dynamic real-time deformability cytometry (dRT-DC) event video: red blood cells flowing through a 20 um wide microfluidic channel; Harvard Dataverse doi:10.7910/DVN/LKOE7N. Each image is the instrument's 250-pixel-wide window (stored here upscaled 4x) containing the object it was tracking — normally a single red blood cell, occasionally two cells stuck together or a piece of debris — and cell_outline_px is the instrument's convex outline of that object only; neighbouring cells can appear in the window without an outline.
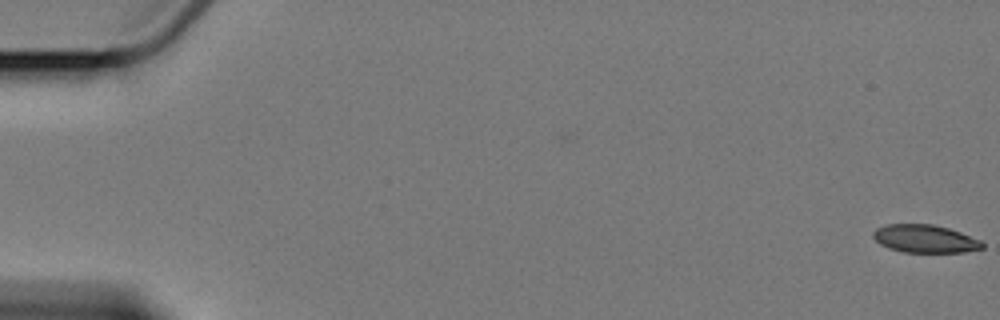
{"species": "Egyptian fruit bat (a non-hibernating species)", "species_latin": "Rousettus aegyptiacus", "temperature_condition": "cold", "stored_images_in_passage": 7, "camera_frame_rate_fps": 3000, "um_per_image_px": 0.085, "animal": {"sex": "female"}, "frame": {"image": 1, "passage_image": 1, "time_ms": 0.0, "image_size_px": [1000, 320], "cell_outline_px": [[984, 248], [964, 252], [904, 252], [888, 248], [880, 244], [872, 236], [872, 232], [876, 228], [888, 224], [932, 224], [948, 228], [960, 232], [980, 240], [984, 244]], "centroid_in_image_um": [78.61, 20.29], "position_along_channel_um": 6.4, "area_um2": 17.74}}
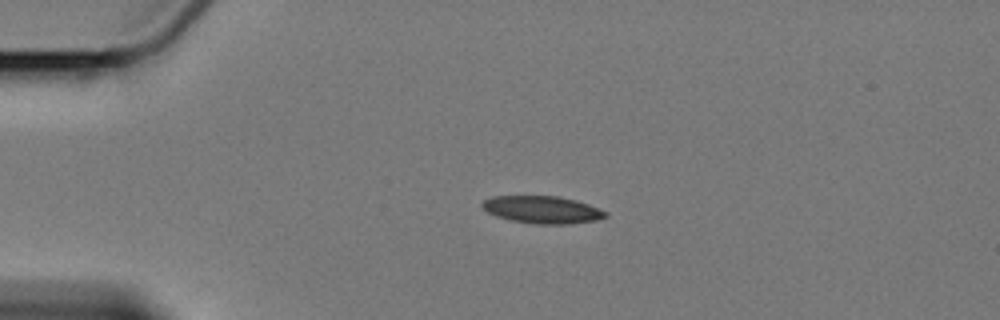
{"frame": {"image": 2, "passage_image": 5, "time_ms": 4.667, "image_size_px": [1000, 320], "cell_outline_px": [[608, 216], [596, 220], [568, 224], [532, 224], [512, 220], [496, 216], [488, 212], [480, 204], [484, 200], [492, 196], [556, 196], [576, 200], [588, 204], [608, 212]], "centroid_in_image_um": [46.1, 17.82], "position_along_channel_um": 38.9, "area_um2": 19.65}}
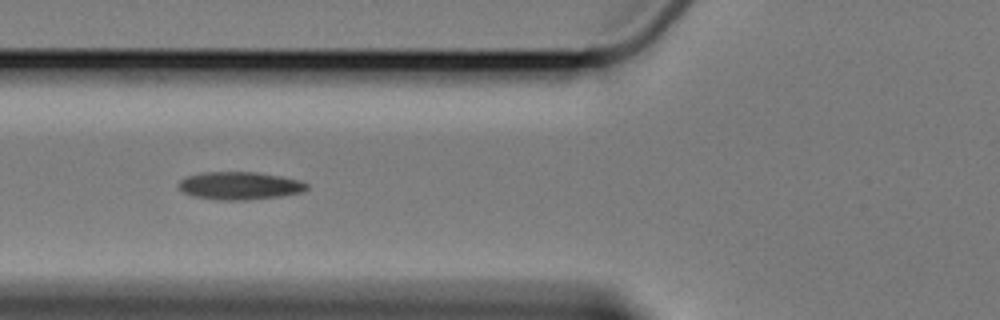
{"frame": {"image": 3, "passage_image": 7, "time_ms": 7.667, "image_size_px": [1000, 320], "cell_outline_px": [[308, 188], [304, 192], [280, 196], [244, 200], [216, 200], [196, 196], [184, 192], [180, 188], [180, 180], [188, 176], [204, 172], [256, 172], [280, 176], [300, 180], [308, 184]], "centroid_in_image_um": [20.43, 15.78], "position_along_channel_um": 105.4, "area_um2": 20.58}}